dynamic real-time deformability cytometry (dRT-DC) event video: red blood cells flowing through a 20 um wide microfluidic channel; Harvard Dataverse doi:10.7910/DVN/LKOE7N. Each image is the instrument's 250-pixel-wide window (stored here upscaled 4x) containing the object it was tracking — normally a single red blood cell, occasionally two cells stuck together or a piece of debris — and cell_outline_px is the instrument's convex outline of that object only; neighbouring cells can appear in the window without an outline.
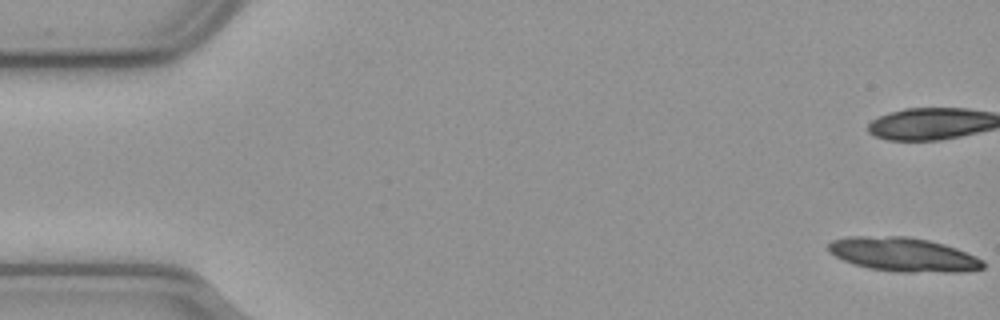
{"species": "common noctule bat (a hibernating species)", "species_latin": "Nyctalus noctula", "temperature_condition": "cold", "stored_images_in_passage": 16, "camera_frame_rate_fps": 3000, "um_per_image_px": 0.085, "animal": {"sex": "male", "body_mass_g": 23.1, "forearm_length_mm": 52.7}, "frame": {"image": 1, "passage_image": 1, "time_ms": 0.0, "image_size_px": [1000, 320], "cell_outline_px": [[984, 268], [964, 272], [896, 272], [868, 268], [844, 260], [828, 252], [828, 244], [832, 240], [848, 236], [908, 236], [928, 240], [944, 244], [956, 248], [976, 256], [984, 260]], "centroid_in_image_um": [76.8, 21.63], "position_along_channel_um": 8.2, "area_um2": 30.81}}